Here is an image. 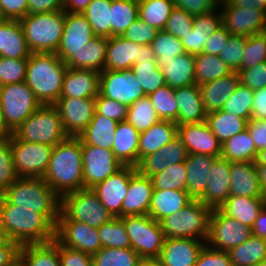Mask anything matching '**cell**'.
Wrapping results in <instances>:
<instances>
[{"label": "cell", "mask_w": 266, "mask_h": 266, "mask_svg": "<svg viewBox=\"0 0 266 266\" xmlns=\"http://www.w3.org/2000/svg\"><path fill=\"white\" fill-rule=\"evenodd\" d=\"M59 214H41L33 209L17 208L0 195V227L7 239L19 246L55 240Z\"/></svg>", "instance_id": "cell-1"}, {"label": "cell", "mask_w": 266, "mask_h": 266, "mask_svg": "<svg viewBox=\"0 0 266 266\" xmlns=\"http://www.w3.org/2000/svg\"><path fill=\"white\" fill-rule=\"evenodd\" d=\"M43 179L60 198L84 188L82 142L78 137H68L53 147Z\"/></svg>", "instance_id": "cell-2"}, {"label": "cell", "mask_w": 266, "mask_h": 266, "mask_svg": "<svg viewBox=\"0 0 266 266\" xmlns=\"http://www.w3.org/2000/svg\"><path fill=\"white\" fill-rule=\"evenodd\" d=\"M67 69L55 53H31L25 82L42 105H54L60 98Z\"/></svg>", "instance_id": "cell-3"}, {"label": "cell", "mask_w": 266, "mask_h": 266, "mask_svg": "<svg viewBox=\"0 0 266 266\" xmlns=\"http://www.w3.org/2000/svg\"><path fill=\"white\" fill-rule=\"evenodd\" d=\"M17 208L33 209L41 214H59L61 198L43 178L19 177L3 194Z\"/></svg>", "instance_id": "cell-4"}, {"label": "cell", "mask_w": 266, "mask_h": 266, "mask_svg": "<svg viewBox=\"0 0 266 266\" xmlns=\"http://www.w3.org/2000/svg\"><path fill=\"white\" fill-rule=\"evenodd\" d=\"M65 11L28 14L19 20L31 53H55L64 31Z\"/></svg>", "instance_id": "cell-5"}, {"label": "cell", "mask_w": 266, "mask_h": 266, "mask_svg": "<svg viewBox=\"0 0 266 266\" xmlns=\"http://www.w3.org/2000/svg\"><path fill=\"white\" fill-rule=\"evenodd\" d=\"M211 211L202 201L193 199L160 221L165 238L207 240Z\"/></svg>", "instance_id": "cell-6"}, {"label": "cell", "mask_w": 266, "mask_h": 266, "mask_svg": "<svg viewBox=\"0 0 266 266\" xmlns=\"http://www.w3.org/2000/svg\"><path fill=\"white\" fill-rule=\"evenodd\" d=\"M12 134L24 142L48 144L53 147L68 138L54 105H41Z\"/></svg>", "instance_id": "cell-7"}, {"label": "cell", "mask_w": 266, "mask_h": 266, "mask_svg": "<svg viewBox=\"0 0 266 266\" xmlns=\"http://www.w3.org/2000/svg\"><path fill=\"white\" fill-rule=\"evenodd\" d=\"M113 217L92 188H82L61 198L58 220H74L99 228Z\"/></svg>", "instance_id": "cell-8"}, {"label": "cell", "mask_w": 266, "mask_h": 266, "mask_svg": "<svg viewBox=\"0 0 266 266\" xmlns=\"http://www.w3.org/2000/svg\"><path fill=\"white\" fill-rule=\"evenodd\" d=\"M120 218L126 227L131 248L144 261H156L165 241L160 222L149 215H132Z\"/></svg>", "instance_id": "cell-9"}, {"label": "cell", "mask_w": 266, "mask_h": 266, "mask_svg": "<svg viewBox=\"0 0 266 266\" xmlns=\"http://www.w3.org/2000/svg\"><path fill=\"white\" fill-rule=\"evenodd\" d=\"M41 105L25 81L0 86L3 120L12 133Z\"/></svg>", "instance_id": "cell-10"}, {"label": "cell", "mask_w": 266, "mask_h": 266, "mask_svg": "<svg viewBox=\"0 0 266 266\" xmlns=\"http://www.w3.org/2000/svg\"><path fill=\"white\" fill-rule=\"evenodd\" d=\"M10 143L14 169L18 177L43 178L53 146L18 140L12 133Z\"/></svg>", "instance_id": "cell-11"}, {"label": "cell", "mask_w": 266, "mask_h": 266, "mask_svg": "<svg viewBox=\"0 0 266 266\" xmlns=\"http://www.w3.org/2000/svg\"><path fill=\"white\" fill-rule=\"evenodd\" d=\"M252 235V228L224 214L219 208L212 209L206 244L217 250L229 251L241 245Z\"/></svg>", "instance_id": "cell-12"}, {"label": "cell", "mask_w": 266, "mask_h": 266, "mask_svg": "<svg viewBox=\"0 0 266 266\" xmlns=\"http://www.w3.org/2000/svg\"><path fill=\"white\" fill-rule=\"evenodd\" d=\"M99 92L104 97L116 100L127 107L146 96L131 68L100 72Z\"/></svg>", "instance_id": "cell-13"}, {"label": "cell", "mask_w": 266, "mask_h": 266, "mask_svg": "<svg viewBox=\"0 0 266 266\" xmlns=\"http://www.w3.org/2000/svg\"><path fill=\"white\" fill-rule=\"evenodd\" d=\"M141 61L156 62L150 45L138 44L122 36L108 38L104 70L130 69Z\"/></svg>", "instance_id": "cell-14"}, {"label": "cell", "mask_w": 266, "mask_h": 266, "mask_svg": "<svg viewBox=\"0 0 266 266\" xmlns=\"http://www.w3.org/2000/svg\"><path fill=\"white\" fill-rule=\"evenodd\" d=\"M82 160L84 188H93L123 167L112 150L98 146L82 145Z\"/></svg>", "instance_id": "cell-15"}, {"label": "cell", "mask_w": 266, "mask_h": 266, "mask_svg": "<svg viewBox=\"0 0 266 266\" xmlns=\"http://www.w3.org/2000/svg\"><path fill=\"white\" fill-rule=\"evenodd\" d=\"M55 240L61 246L78 249L90 255L102 248L98 228L74 220L57 221Z\"/></svg>", "instance_id": "cell-16"}, {"label": "cell", "mask_w": 266, "mask_h": 266, "mask_svg": "<svg viewBox=\"0 0 266 266\" xmlns=\"http://www.w3.org/2000/svg\"><path fill=\"white\" fill-rule=\"evenodd\" d=\"M222 26L231 35L249 37L263 33L266 28V10L244 8L235 5H220Z\"/></svg>", "instance_id": "cell-17"}, {"label": "cell", "mask_w": 266, "mask_h": 266, "mask_svg": "<svg viewBox=\"0 0 266 266\" xmlns=\"http://www.w3.org/2000/svg\"><path fill=\"white\" fill-rule=\"evenodd\" d=\"M54 106L68 137H79L96 111L95 98H59Z\"/></svg>", "instance_id": "cell-18"}, {"label": "cell", "mask_w": 266, "mask_h": 266, "mask_svg": "<svg viewBox=\"0 0 266 266\" xmlns=\"http://www.w3.org/2000/svg\"><path fill=\"white\" fill-rule=\"evenodd\" d=\"M94 37L91 25L82 13L65 11L64 31L55 54L66 62Z\"/></svg>", "instance_id": "cell-19"}, {"label": "cell", "mask_w": 266, "mask_h": 266, "mask_svg": "<svg viewBox=\"0 0 266 266\" xmlns=\"http://www.w3.org/2000/svg\"><path fill=\"white\" fill-rule=\"evenodd\" d=\"M136 171L135 166H123L115 174L92 188L101 203L114 217H121V207L128 192L129 181Z\"/></svg>", "instance_id": "cell-20"}, {"label": "cell", "mask_w": 266, "mask_h": 266, "mask_svg": "<svg viewBox=\"0 0 266 266\" xmlns=\"http://www.w3.org/2000/svg\"><path fill=\"white\" fill-rule=\"evenodd\" d=\"M178 137L189 154L221 157L222 143L210 130L206 121L178 126Z\"/></svg>", "instance_id": "cell-21"}, {"label": "cell", "mask_w": 266, "mask_h": 266, "mask_svg": "<svg viewBox=\"0 0 266 266\" xmlns=\"http://www.w3.org/2000/svg\"><path fill=\"white\" fill-rule=\"evenodd\" d=\"M204 241L206 242L193 238H165L156 262L160 266H195L198 255L206 244Z\"/></svg>", "instance_id": "cell-22"}, {"label": "cell", "mask_w": 266, "mask_h": 266, "mask_svg": "<svg viewBox=\"0 0 266 266\" xmlns=\"http://www.w3.org/2000/svg\"><path fill=\"white\" fill-rule=\"evenodd\" d=\"M188 155V150L177 136L158 151L144 157L138 163L136 169L140 174L151 177L156 173L164 171L169 166L185 162Z\"/></svg>", "instance_id": "cell-23"}, {"label": "cell", "mask_w": 266, "mask_h": 266, "mask_svg": "<svg viewBox=\"0 0 266 266\" xmlns=\"http://www.w3.org/2000/svg\"><path fill=\"white\" fill-rule=\"evenodd\" d=\"M205 193L199 198L211 209L219 208L230 196V162L218 157L211 165Z\"/></svg>", "instance_id": "cell-24"}, {"label": "cell", "mask_w": 266, "mask_h": 266, "mask_svg": "<svg viewBox=\"0 0 266 266\" xmlns=\"http://www.w3.org/2000/svg\"><path fill=\"white\" fill-rule=\"evenodd\" d=\"M153 190L151 178L136 171L129 181L128 192L121 207V217L148 215Z\"/></svg>", "instance_id": "cell-25"}, {"label": "cell", "mask_w": 266, "mask_h": 266, "mask_svg": "<svg viewBox=\"0 0 266 266\" xmlns=\"http://www.w3.org/2000/svg\"><path fill=\"white\" fill-rule=\"evenodd\" d=\"M100 72L68 68L60 98H96L99 94Z\"/></svg>", "instance_id": "cell-26"}, {"label": "cell", "mask_w": 266, "mask_h": 266, "mask_svg": "<svg viewBox=\"0 0 266 266\" xmlns=\"http://www.w3.org/2000/svg\"><path fill=\"white\" fill-rule=\"evenodd\" d=\"M217 9L218 7L210 13L195 16L191 32L180 39L186 53L195 56L203 53L204 44L210 35L222 27V15Z\"/></svg>", "instance_id": "cell-27"}, {"label": "cell", "mask_w": 266, "mask_h": 266, "mask_svg": "<svg viewBox=\"0 0 266 266\" xmlns=\"http://www.w3.org/2000/svg\"><path fill=\"white\" fill-rule=\"evenodd\" d=\"M175 98L178 105V126L206 121L207 113L198 84L175 88Z\"/></svg>", "instance_id": "cell-28"}, {"label": "cell", "mask_w": 266, "mask_h": 266, "mask_svg": "<svg viewBox=\"0 0 266 266\" xmlns=\"http://www.w3.org/2000/svg\"><path fill=\"white\" fill-rule=\"evenodd\" d=\"M230 195L265 197L254 162H230Z\"/></svg>", "instance_id": "cell-29"}, {"label": "cell", "mask_w": 266, "mask_h": 266, "mask_svg": "<svg viewBox=\"0 0 266 266\" xmlns=\"http://www.w3.org/2000/svg\"><path fill=\"white\" fill-rule=\"evenodd\" d=\"M240 84L238 72L199 85L205 112L221 110Z\"/></svg>", "instance_id": "cell-30"}, {"label": "cell", "mask_w": 266, "mask_h": 266, "mask_svg": "<svg viewBox=\"0 0 266 266\" xmlns=\"http://www.w3.org/2000/svg\"><path fill=\"white\" fill-rule=\"evenodd\" d=\"M27 46L19 20L0 19V56L12 59H29Z\"/></svg>", "instance_id": "cell-31"}, {"label": "cell", "mask_w": 266, "mask_h": 266, "mask_svg": "<svg viewBox=\"0 0 266 266\" xmlns=\"http://www.w3.org/2000/svg\"><path fill=\"white\" fill-rule=\"evenodd\" d=\"M217 157L206 154H189L186 167V190L193 199H199L206 191L211 165Z\"/></svg>", "instance_id": "cell-32"}, {"label": "cell", "mask_w": 266, "mask_h": 266, "mask_svg": "<svg viewBox=\"0 0 266 266\" xmlns=\"http://www.w3.org/2000/svg\"><path fill=\"white\" fill-rule=\"evenodd\" d=\"M178 136V125L173 121L159 120L139 135L138 163L158 151Z\"/></svg>", "instance_id": "cell-33"}, {"label": "cell", "mask_w": 266, "mask_h": 266, "mask_svg": "<svg viewBox=\"0 0 266 266\" xmlns=\"http://www.w3.org/2000/svg\"><path fill=\"white\" fill-rule=\"evenodd\" d=\"M192 200L187 190L154 189L148 215L160 222L168 215L177 213Z\"/></svg>", "instance_id": "cell-34"}, {"label": "cell", "mask_w": 266, "mask_h": 266, "mask_svg": "<svg viewBox=\"0 0 266 266\" xmlns=\"http://www.w3.org/2000/svg\"><path fill=\"white\" fill-rule=\"evenodd\" d=\"M140 133L127 121L118 122L112 151L123 166L138 165Z\"/></svg>", "instance_id": "cell-35"}, {"label": "cell", "mask_w": 266, "mask_h": 266, "mask_svg": "<svg viewBox=\"0 0 266 266\" xmlns=\"http://www.w3.org/2000/svg\"><path fill=\"white\" fill-rule=\"evenodd\" d=\"M107 42V37L95 36L84 48L65 62L66 66L71 69L102 72L106 59Z\"/></svg>", "instance_id": "cell-36"}, {"label": "cell", "mask_w": 266, "mask_h": 266, "mask_svg": "<svg viewBox=\"0 0 266 266\" xmlns=\"http://www.w3.org/2000/svg\"><path fill=\"white\" fill-rule=\"evenodd\" d=\"M195 62V55L188 53L164 61L159 68L164 75L165 84L172 88L196 84Z\"/></svg>", "instance_id": "cell-37"}, {"label": "cell", "mask_w": 266, "mask_h": 266, "mask_svg": "<svg viewBox=\"0 0 266 266\" xmlns=\"http://www.w3.org/2000/svg\"><path fill=\"white\" fill-rule=\"evenodd\" d=\"M265 206V197H243L230 195L219 207L226 215L252 227L259 212Z\"/></svg>", "instance_id": "cell-38"}, {"label": "cell", "mask_w": 266, "mask_h": 266, "mask_svg": "<svg viewBox=\"0 0 266 266\" xmlns=\"http://www.w3.org/2000/svg\"><path fill=\"white\" fill-rule=\"evenodd\" d=\"M117 124L116 120L104 117L95 111L92 120L78 138L82 145H92L112 150Z\"/></svg>", "instance_id": "cell-39"}, {"label": "cell", "mask_w": 266, "mask_h": 266, "mask_svg": "<svg viewBox=\"0 0 266 266\" xmlns=\"http://www.w3.org/2000/svg\"><path fill=\"white\" fill-rule=\"evenodd\" d=\"M20 266H60L59 243L25 244L18 251Z\"/></svg>", "instance_id": "cell-40"}, {"label": "cell", "mask_w": 266, "mask_h": 266, "mask_svg": "<svg viewBox=\"0 0 266 266\" xmlns=\"http://www.w3.org/2000/svg\"><path fill=\"white\" fill-rule=\"evenodd\" d=\"M206 122L210 130L222 144L233 135L247 129L248 124L246 119L225 112L222 109L208 113Z\"/></svg>", "instance_id": "cell-41"}, {"label": "cell", "mask_w": 266, "mask_h": 266, "mask_svg": "<svg viewBox=\"0 0 266 266\" xmlns=\"http://www.w3.org/2000/svg\"><path fill=\"white\" fill-rule=\"evenodd\" d=\"M228 254L232 266H254L266 259V239L251 235Z\"/></svg>", "instance_id": "cell-42"}, {"label": "cell", "mask_w": 266, "mask_h": 266, "mask_svg": "<svg viewBox=\"0 0 266 266\" xmlns=\"http://www.w3.org/2000/svg\"><path fill=\"white\" fill-rule=\"evenodd\" d=\"M256 155V147L248 129L233 135L222 144L221 157L229 162H254Z\"/></svg>", "instance_id": "cell-43"}, {"label": "cell", "mask_w": 266, "mask_h": 266, "mask_svg": "<svg viewBox=\"0 0 266 266\" xmlns=\"http://www.w3.org/2000/svg\"><path fill=\"white\" fill-rule=\"evenodd\" d=\"M196 84L201 85L232 73L219 55L203 52L195 56Z\"/></svg>", "instance_id": "cell-44"}, {"label": "cell", "mask_w": 266, "mask_h": 266, "mask_svg": "<svg viewBox=\"0 0 266 266\" xmlns=\"http://www.w3.org/2000/svg\"><path fill=\"white\" fill-rule=\"evenodd\" d=\"M111 0H91L82 14L95 36L111 37Z\"/></svg>", "instance_id": "cell-45"}, {"label": "cell", "mask_w": 266, "mask_h": 266, "mask_svg": "<svg viewBox=\"0 0 266 266\" xmlns=\"http://www.w3.org/2000/svg\"><path fill=\"white\" fill-rule=\"evenodd\" d=\"M111 37L121 36L139 18L138 0H111Z\"/></svg>", "instance_id": "cell-46"}, {"label": "cell", "mask_w": 266, "mask_h": 266, "mask_svg": "<svg viewBox=\"0 0 266 266\" xmlns=\"http://www.w3.org/2000/svg\"><path fill=\"white\" fill-rule=\"evenodd\" d=\"M173 8L172 0L138 1L139 18L159 31L164 30Z\"/></svg>", "instance_id": "cell-47"}, {"label": "cell", "mask_w": 266, "mask_h": 266, "mask_svg": "<svg viewBox=\"0 0 266 266\" xmlns=\"http://www.w3.org/2000/svg\"><path fill=\"white\" fill-rule=\"evenodd\" d=\"M92 258L94 266H139L144 262L132 248H101Z\"/></svg>", "instance_id": "cell-48"}, {"label": "cell", "mask_w": 266, "mask_h": 266, "mask_svg": "<svg viewBox=\"0 0 266 266\" xmlns=\"http://www.w3.org/2000/svg\"><path fill=\"white\" fill-rule=\"evenodd\" d=\"M151 99L148 96L136 100L128 107L126 121L130 123L139 133L148 130L159 121Z\"/></svg>", "instance_id": "cell-49"}, {"label": "cell", "mask_w": 266, "mask_h": 266, "mask_svg": "<svg viewBox=\"0 0 266 266\" xmlns=\"http://www.w3.org/2000/svg\"><path fill=\"white\" fill-rule=\"evenodd\" d=\"M150 46L154 52L158 67L164 61H170L186 53L181 40L165 30L157 32Z\"/></svg>", "instance_id": "cell-50"}, {"label": "cell", "mask_w": 266, "mask_h": 266, "mask_svg": "<svg viewBox=\"0 0 266 266\" xmlns=\"http://www.w3.org/2000/svg\"><path fill=\"white\" fill-rule=\"evenodd\" d=\"M102 248H131V242L124 222L120 217H113L98 228Z\"/></svg>", "instance_id": "cell-51"}, {"label": "cell", "mask_w": 266, "mask_h": 266, "mask_svg": "<svg viewBox=\"0 0 266 266\" xmlns=\"http://www.w3.org/2000/svg\"><path fill=\"white\" fill-rule=\"evenodd\" d=\"M151 99L157 116L160 120H168L176 123L178 117V105L175 98V88L164 85L148 95Z\"/></svg>", "instance_id": "cell-52"}, {"label": "cell", "mask_w": 266, "mask_h": 266, "mask_svg": "<svg viewBox=\"0 0 266 266\" xmlns=\"http://www.w3.org/2000/svg\"><path fill=\"white\" fill-rule=\"evenodd\" d=\"M131 69L146 96L166 85L162 70L156 62L141 61V63H135Z\"/></svg>", "instance_id": "cell-53"}, {"label": "cell", "mask_w": 266, "mask_h": 266, "mask_svg": "<svg viewBox=\"0 0 266 266\" xmlns=\"http://www.w3.org/2000/svg\"><path fill=\"white\" fill-rule=\"evenodd\" d=\"M186 167L184 162H179L164 171L152 175L150 178L154 189L160 190H186Z\"/></svg>", "instance_id": "cell-54"}, {"label": "cell", "mask_w": 266, "mask_h": 266, "mask_svg": "<svg viewBox=\"0 0 266 266\" xmlns=\"http://www.w3.org/2000/svg\"><path fill=\"white\" fill-rule=\"evenodd\" d=\"M253 100L254 90H251L248 86L240 83L230 98L226 101L222 110L249 121L252 116Z\"/></svg>", "instance_id": "cell-55"}, {"label": "cell", "mask_w": 266, "mask_h": 266, "mask_svg": "<svg viewBox=\"0 0 266 266\" xmlns=\"http://www.w3.org/2000/svg\"><path fill=\"white\" fill-rule=\"evenodd\" d=\"M18 178L13 164L10 135L0 136V195Z\"/></svg>", "instance_id": "cell-56"}, {"label": "cell", "mask_w": 266, "mask_h": 266, "mask_svg": "<svg viewBox=\"0 0 266 266\" xmlns=\"http://www.w3.org/2000/svg\"><path fill=\"white\" fill-rule=\"evenodd\" d=\"M28 60L0 56V86L24 82Z\"/></svg>", "instance_id": "cell-57"}, {"label": "cell", "mask_w": 266, "mask_h": 266, "mask_svg": "<svg viewBox=\"0 0 266 266\" xmlns=\"http://www.w3.org/2000/svg\"><path fill=\"white\" fill-rule=\"evenodd\" d=\"M241 68H249L266 61V34L247 37Z\"/></svg>", "instance_id": "cell-58"}, {"label": "cell", "mask_w": 266, "mask_h": 266, "mask_svg": "<svg viewBox=\"0 0 266 266\" xmlns=\"http://www.w3.org/2000/svg\"><path fill=\"white\" fill-rule=\"evenodd\" d=\"M246 41L245 36L231 35L228 44L219 55L232 72L241 69Z\"/></svg>", "instance_id": "cell-59"}, {"label": "cell", "mask_w": 266, "mask_h": 266, "mask_svg": "<svg viewBox=\"0 0 266 266\" xmlns=\"http://www.w3.org/2000/svg\"><path fill=\"white\" fill-rule=\"evenodd\" d=\"M195 16L186 11L174 7L171 10L170 16L167 20L165 31L181 39L185 38V34L191 32L193 28V20Z\"/></svg>", "instance_id": "cell-60"}, {"label": "cell", "mask_w": 266, "mask_h": 266, "mask_svg": "<svg viewBox=\"0 0 266 266\" xmlns=\"http://www.w3.org/2000/svg\"><path fill=\"white\" fill-rule=\"evenodd\" d=\"M95 108L96 112L104 117L117 122L126 121L128 107L116 100L104 97L100 92L95 98Z\"/></svg>", "instance_id": "cell-61"}, {"label": "cell", "mask_w": 266, "mask_h": 266, "mask_svg": "<svg viewBox=\"0 0 266 266\" xmlns=\"http://www.w3.org/2000/svg\"><path fill=\"white\" fill-rule=\"evenodd\" d=\"M158 31L155 27L138 18L121 36L138 44L150 45Z\"/></svg>", "instance_id": "cell-62"}, {"label": "cell", "mask_w": 266, "mask_h": 266, "mask_svg": "<svg viewBox=\"0 0 266 266\" xmlns=\"http://www.w3.org/2000/svg\"><path fill=\"white\" fill-rule=\"evenodd\" d=\"M240 83L251 90H259L266 87V61L249 68H241L238 71Z\"/></svg>", "instance_id": "cell-63"}, {"label": "cell", "mask_w": 266, "mask_h": 266, "mask_svg": "<svg viewBox=\"0 0 266 266\" xmlns=\"http://www.w3.org/2000/svg\"><path fill=\"white\" fill-rule=\"evenodd\" d=\"M195 266H232V263L227 251L217 250L205 244Z\"/></svg>", "instance_id": "cell-64"}, {"label": "cell", "mask_w": 266, "mask_h": 266, "mask_svg": "<svg viewBox=\"0 0 266 266\" xmlns=\"http://www.w3.org/2000/svg\"><path fill=\"white\" fill-rule=\"evenodd\" d=\"M60 266H94L92 255L59 244Z\"/></svg>", "instance_id": "cell-65"}, {"label": "cell", "mask_w": 266, "mask_h": 266, "mask_svg": "<svg viewBox=\"0 0 266 266\" xmlns=\"http://www.w3.org/2000/svg\"><path fill=\"white\" fill-rule=\"evenodd\" d=\"M27 15V0H0V19L20 20Z\"/></svg>", "instance_id": "cell-66"}, {"label": "cell", "mask_w": 266, "mask_h": 266, "mask_svg": "<svg viewBox=\"0 0 266 266\" xmlns=\"http://www.w3.org/2000/svg\"><path fill=\"white\" fill-rule=\"evenodd\" d=\"M174 7L182 9L193 16L203 15L215 10L212 0H172Z\"/></svg>", "instance_id": "cell-67"}, {"label": "cell", "mask_w": 266, "mask_h": 266, "mask_svg": "<svg viewBox=\"0 0 266 266\" xmlns=\"http://www.w3.org/2000/svg\"><path fill=\"white\" fill-rule=\"evenodd\" d=\"M231 33L228 32L223 26L216 30L210 38L206 41L203 47V52L211 55H220L223 49L228 44Z\"/></svg>", "instance_id": "cell-68"}, {"label": "cell", "mask_w": 266, "mask_h": 266, "mask_svg": "<svg viewBox=\"0 0 266 266\" xmlns=\"http://www.w3.org/2000/svg\"><path fill=\"white\" fill-rule=\"evenodd\" d=\"M247 129L254 141L256 151L266 148V120L250 119Z\"/></svg>", "instance_id": "cell-69"}, {"label": "cell", "mask_w": 266, "mask_h": 266, "mask_svg": "<svg viewBox=\"0 0 266 266\" xmlns=\"http://www.w3.org/2000/svg\"><path fill=\"white\" fill-rule=\"evenodd\" d=\"M28 14L64 10V0H27Z\"/></svg>", "instance_id": "cell-70"}, {"label": "cell", "mask_w": 266, "mask_h": 266, "mask_svg": "<svg viewBox=\"0 0 266 266\" xmlns=\"http://www.w3.org/2000/svg\"><path fill=\"white\" fill-rule=\"evenodd\" d=\"M20 246L7 239L0 246V266H14L18 263V251Z\"/></svg>", "instance_id": "cell-71"}, {"label": "cell", "mask_w": 266, "mask_h": 266, "mask_svg": "<svg viewBox=\"0 0 266 266\" xmlns=\"http://www.w3.org/2000/svg\"><path fill=\"white\" fill-rule=\"evenodd\" d=\"M251 119L266 120V87L254 90Z\"/></svg>", "instance_id": "cell-72"}, {"label": "cell", "mask_w": 266, "mask_h": 266, "mask_svg": "<svg viewBox=\"0 0 266 266\" xmlns=\"http://www.w3.org/2000/svg\"><path fill=\"white\" fill-rule=\"evenodd\" d=\"M252 228V235L266 239V206L259 212Z\"/></svg>", "instance_id": "cell-73"}, {"label": "cell", "mask_w": 266, "mask_h": 266, "mask_svg": "<svg viewBox=\"0 0 266 266\" xmlns=\"http://www.w3.org/2000/svg\"><path fill=\"white\" fill-rule=\"evenodd\" d=\"M91 0H64V11L82 13Z\"/></svg>", "instance_id": "cell-74"}, {"label": "cell", "mask_w": 266, "mask_h": 266, "mask_svg": "<svg viewBox=\"0 0 266 266\" xmlns=\"http://www.w3.org/2000/svg\"><path fill=\"white\" fill-rule=\"evenodd\" d=\"M223 5H235L239 7L261 9V0H229Z\"/></svg>", "instance_id": "cell-75"}, {"label": "cell", "mask_w": 266, "mask_h": 266, "mask_svg": "<svg viewBox=\"0 0 266 266\" xmlns=\"http://www.w3.org/2000/svg\"><path fill=\"white\" fill-rule=\"evenodd\" d=\"M255 166L260 186L262 187V190L266 195V165H255Z\"/></svg>", "instance_id": "cell-76"}, {"label": "cell", "mask_w": 266, "mask_h": 266, "mask_svg": "<svg viewBox=\"0 0 266 266\" xmlns=\"http://www.w3.org/2000/svg\"><path fill=\"white\" fill-rule=\"evenodd\" d=\"M254 163L255 165H266V148L257 152Z\"/></svg>", "instance_id": "cell-77"}, {"label": "cell", "mask_w": 266, "mask_h": 266, "mask_svg": "<svg viewBox=\"0 0 266 266\" xmlns=\"http://www.w3.org/2000/svg\"><path fill=\"white\" fill-rule=\"evenodd\" d=\"M12 132L5 126L3 115H2V109L0 106V136H7L10 135Z\"/></svg>", "instance_id": "cell-78"}, {"label": "cell", "mask_w": 266, "mask_h": 266, "mask_svg": "<svg viewBox=\"0 0 266 266\" xmlns=\"http://www.w3.org/2000/svg\"><path fill=\"white\" fill-rule=\"evenodd\" d=\"M7 240L4 230L0 227V246Z\"/></svg>", "instance_id": "cell-79"}, {"label": "cell", "mask_w": 266, "mask_h": 266, "mask_svg": "<svg viewBox=\"0 0 266 266\" xmlns=\"http://www.w3.org/2000/svg\"><path fill=\"white\" fill-rule=\"evenodd\" d=\"M213 2H214V4L216 5V6H220V4L222 5V4H225V3H227L229 0H212Z\"/></svg>", "instance_id": "cell-80"}]
</instances>
